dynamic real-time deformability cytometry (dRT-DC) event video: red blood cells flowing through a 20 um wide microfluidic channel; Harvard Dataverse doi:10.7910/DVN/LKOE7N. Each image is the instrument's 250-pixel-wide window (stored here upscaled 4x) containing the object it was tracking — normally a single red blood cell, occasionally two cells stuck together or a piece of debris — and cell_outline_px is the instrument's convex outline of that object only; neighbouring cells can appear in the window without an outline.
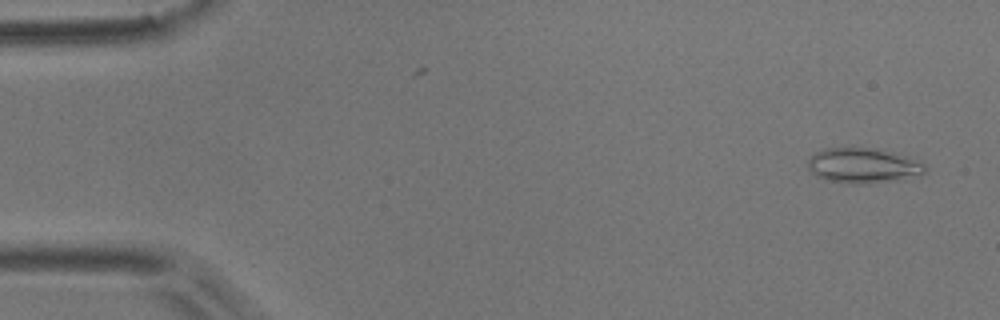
{"species": "common noctule bat (a hibernating species)", "species_latin": "Nyctalus noctula", "temperature_condition": "room temperature", "stored_images_in_passage": 49, "camera_frame_rate_fps": 3000, "um_per_image_px": 0.085, "animal": {"sex": "male", "body_mass_g": 17.9}, "frame": {"image": 1, "passage_image": 2, "time_ms": 0.333, "image_size_px": [1000, 320], "cell_outline_px": [[924, 172], [920, 176], [900, 180], [860, 184], [848, 184], [828, 180], [816, 176], [808, 168], [808, 160], [816, 152], [824, 148], [868, 148], [924, 160]], "centroid_in_image_um": [73.39, 14.09], "position_along_channel_um": 11.6, "area_um2": 23.93}}
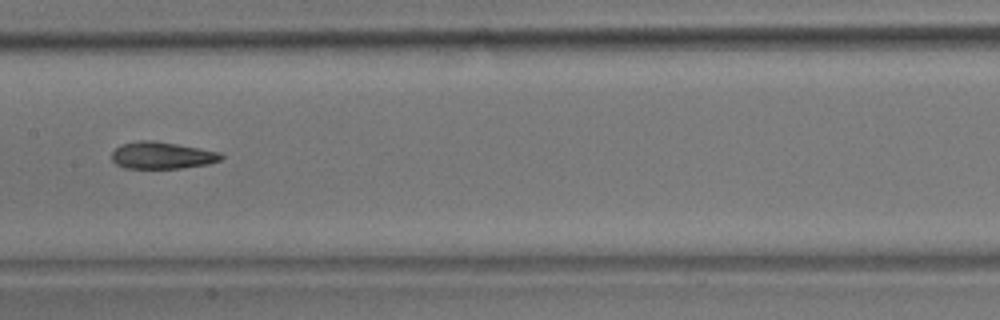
{"frame": {"image": 2, "passage_image": 26, "time_ms": 8.333, "image_size_px": [1000, 320], "cell_outline_px": [[224, 156], [220, 160], [208, 164], [180, 168], [124, 168], [116, 164], [112, 160], [112, 152], [120, 144], [140, 140], [152, 140], [176, 144], [220, 152]], "centroid_in_image_um": [13.74, 13.21], "position_along_channel_um": 193.7, "area_um2": 17.11}}
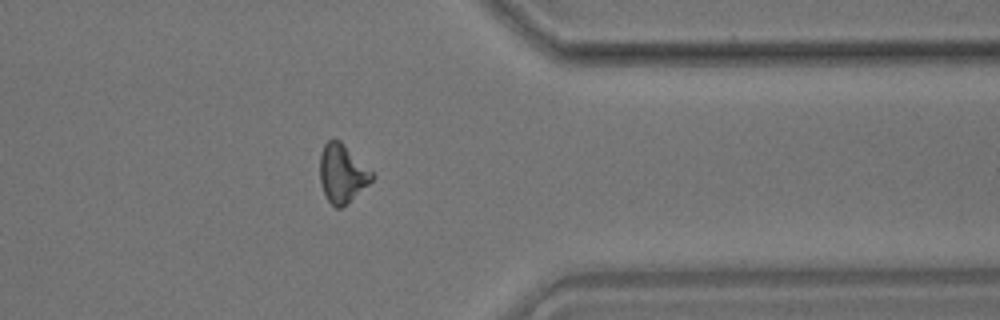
{"frame": {"image": 3, "passage_image": 42, "time_ms": 13.667, "image_size_px": [1000, 320], "cell_outline_px": [[372, 180], [368, 184], [340, 208], [336, 208], [328, 200], [320, 184], [320, 156], [324, 144], [328, 140], [340, 140], [372, 172]], "centroid_in_image_um": [29.05, 14.72], "position_along_channel_um": 382.4, "area_um2": 17.17}}